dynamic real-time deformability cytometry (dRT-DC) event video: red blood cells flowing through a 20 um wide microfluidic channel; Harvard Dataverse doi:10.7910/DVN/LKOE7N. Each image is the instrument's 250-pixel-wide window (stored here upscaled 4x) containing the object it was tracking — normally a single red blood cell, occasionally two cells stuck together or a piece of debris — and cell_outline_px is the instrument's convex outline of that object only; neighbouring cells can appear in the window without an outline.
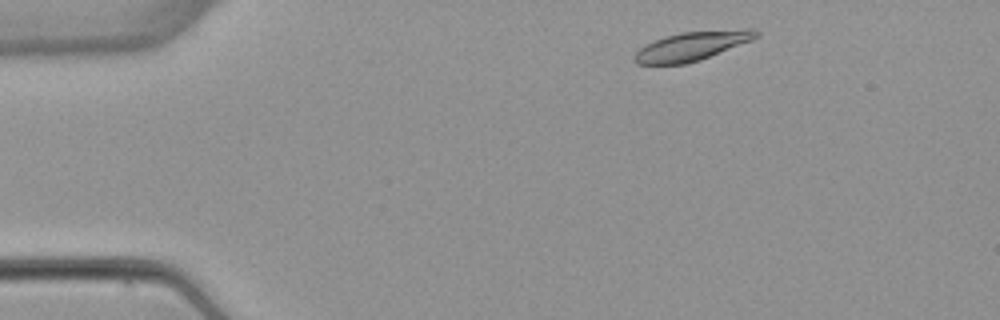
{"species": "common noctule bat (a hibernating species)", "species_latin": "Nyctalus noctula", "temperature_condition": "warm", "stored_images_in_passage": 5, "segment_of_instrument_passage": [2, 2], "camera_frame_rate_fps": 3000, "um_per_image_px": 0.085, "animal": {"sex": "female", "body_mass_g": 22.7, "forearm_length_mm": 54.2}, "frame": {"image": 1, "passage_image": 5, "time_ms": 6.0, "image_size_px": [1000, 320], "cell_outline_px": [[760, 36], [752, 40], [700, 60], [688, 64], [636, 64], [632, 60], [632, 56], [644, 44], [652, 40], [664, 36], [680, 32], [744, 28], [756, 28], [760, 32]], "centroid_in_image_um": [58.82, 3.9], "position_along_channel_um": 26.2, "area_um2": 21.04}}